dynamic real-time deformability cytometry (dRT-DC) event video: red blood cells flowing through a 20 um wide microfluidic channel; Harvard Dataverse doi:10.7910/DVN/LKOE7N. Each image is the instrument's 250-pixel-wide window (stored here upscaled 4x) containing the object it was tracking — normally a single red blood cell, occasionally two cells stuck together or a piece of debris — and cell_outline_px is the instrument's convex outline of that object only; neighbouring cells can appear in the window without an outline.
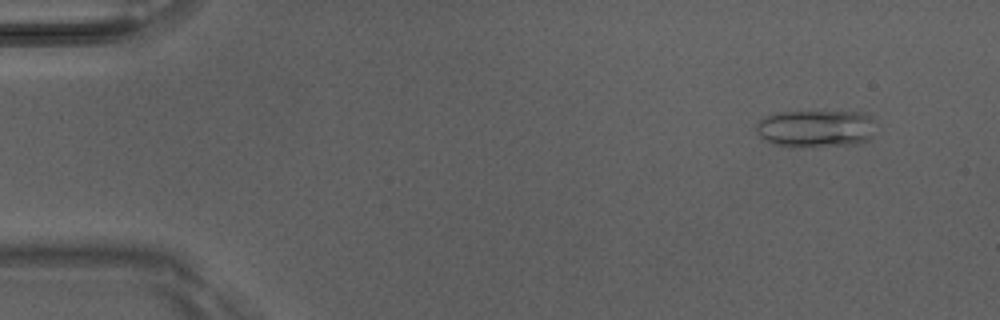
{"species": "Egyptian fruit bat (a non-hibernating species)", "species_latin": "Rousettus aegyptiacus", "temperature_condition": "room temperature", "stored_images_in_passage": 5, "camera_frame_rate_fps": 3000, "um_per_image_px": 0.085, "animal": {"sex": "male"}, "frame": {"image": 1, "passage_image": 2, "time_ms": 0.333, "image_size_px": [1000, 320], "cell_outline_px": [[872, 120], [868, 140], [844, 144], [772, 144], [764, 140], [756, 132], [756, 124], [760, 120], [768, 116], [780, 112], [868, 112]], "centroid_in_image_um": [69.28, 10.87], "position_along_channel_um": 15.7, "area_um2": 24.57}}